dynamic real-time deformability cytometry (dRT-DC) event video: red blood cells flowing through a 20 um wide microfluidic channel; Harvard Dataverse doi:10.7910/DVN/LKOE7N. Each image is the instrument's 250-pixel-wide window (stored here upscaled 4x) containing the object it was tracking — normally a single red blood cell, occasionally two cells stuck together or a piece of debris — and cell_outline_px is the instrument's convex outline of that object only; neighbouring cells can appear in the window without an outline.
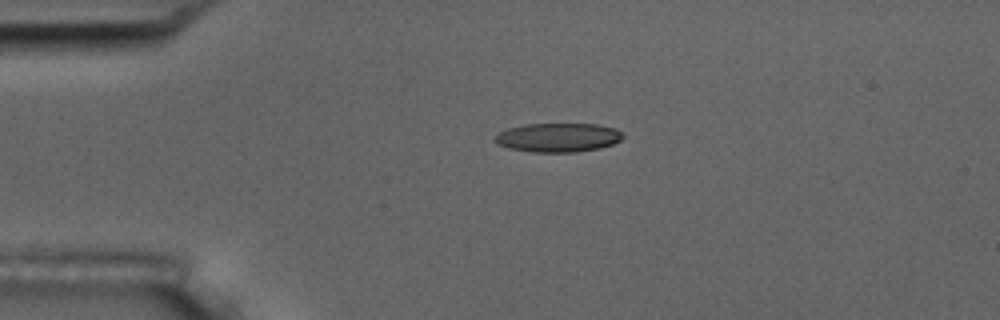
{"species": "common noctule bat (a hibernating species)", "species_latin": "Nyctalus noctula", "temperature_condition": "room temperature", "stored_images_in_passage": 2, "camera_frame_rate_fps": 3000, "um_per_image_px": 0.085, "animal": {"sex": "male", "body_mass_g": 17.5, "forearm_length_mm": 52.3}, "frame": {"image": 1, "passage_image": 1, "time_ms": 0.0, "image_size_px": [1000, 320], "cell_outline_px": [[624, 136], [620, 140], [612, 144], [600, 148], [576, 152], [532, 152], [508, 148], [496, 144], [492, 140], [500, 132], [508, 128], [524, 124], [596, 124], [616, 128]], "centroid_in_image_um": [47.41, 11.69], "position_along_channel_um": 37.6, "area_um2": 21.68}}